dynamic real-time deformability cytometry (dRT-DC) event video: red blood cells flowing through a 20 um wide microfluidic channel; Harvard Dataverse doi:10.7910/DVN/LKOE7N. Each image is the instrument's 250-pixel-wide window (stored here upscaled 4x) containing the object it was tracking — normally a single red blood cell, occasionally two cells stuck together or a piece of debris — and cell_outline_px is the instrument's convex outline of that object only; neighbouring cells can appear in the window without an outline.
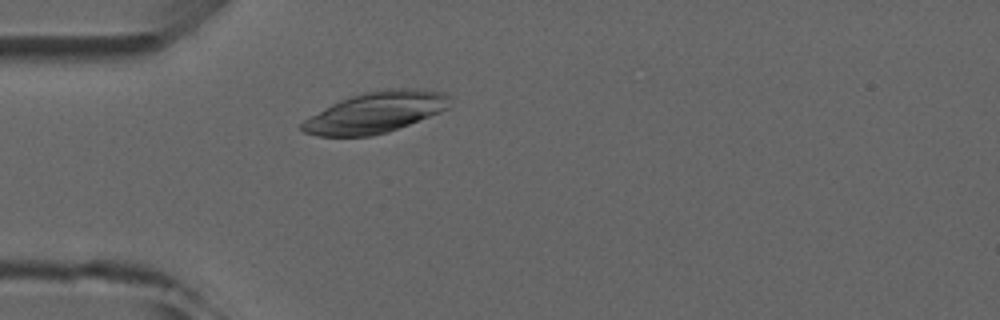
{"species": "common noctule bat (a hibernating species)", "species_latin": "Nyctalus noctula", "temperature_condition": "room temperature", "stored_images_in_passage": 2, "camera_frame_rate_fps": 3000, "um_per_image_px": 0.085, "animal": {"sex": "male", "forearm_length_mm": 52.5}, "frame": {"image": 1, "passage_image": 2, "time_ms": 2.0, "image_size_px": [1000, 320], "cell_outline_px": [[448, 108], [440, 112], [388, 132], [372, 136], [316, 136], [304, 132], [300, 128], [300, 124], [304, 120], [332, 104], [348, 96], [364, 92], [384, 88], [416, 88], [448, 92]], "centroid_in_image_um": [31.93, 9.54], "position_along_channel_um": 53.1, "area_um2": 35.32}}